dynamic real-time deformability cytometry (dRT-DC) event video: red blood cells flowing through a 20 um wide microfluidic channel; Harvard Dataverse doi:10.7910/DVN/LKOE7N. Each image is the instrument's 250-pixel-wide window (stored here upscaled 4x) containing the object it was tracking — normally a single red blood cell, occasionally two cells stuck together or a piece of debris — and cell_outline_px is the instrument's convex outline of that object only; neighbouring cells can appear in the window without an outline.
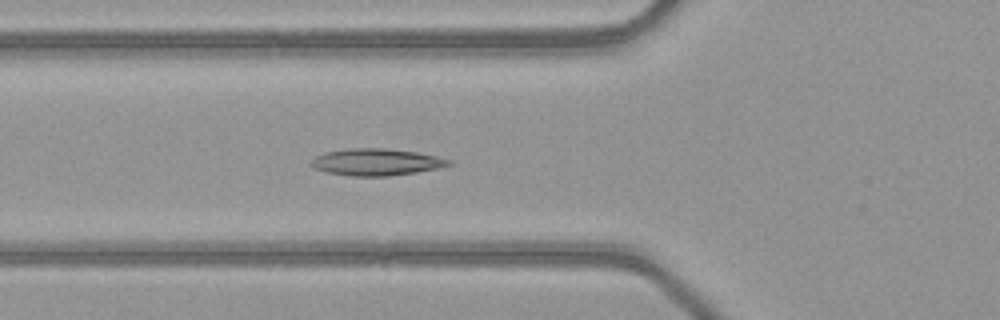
{"species": "common noctule bat (a hibernating species)", "species_latin": "Nyctalus noctula", "temperature_condition": "warm", "stored_images_in_passage": 51, "camera_frame_rate_fps": 3000, "um_per_image_px": 0.085, "animal": {"sex": "female", "body_mass_g": 21.9}, "frame": {"image": 1, "passage_image": 19, "time_ms": 6.0, "image_size_px": [1000, 320], "cell_outline_px": [[452, 164], [440, 168], [416, 172], [388, 176], [352, 176], [324, 172], [308, 164], [316, 156], [324, 152], [348, 148], [384, 148], [416, 152], [436, 156], [452, 160]], "centroid_in_image_um": [31.98, 13.77], "position_along_channel_um": 93.8, "area_um2": 21.62}}
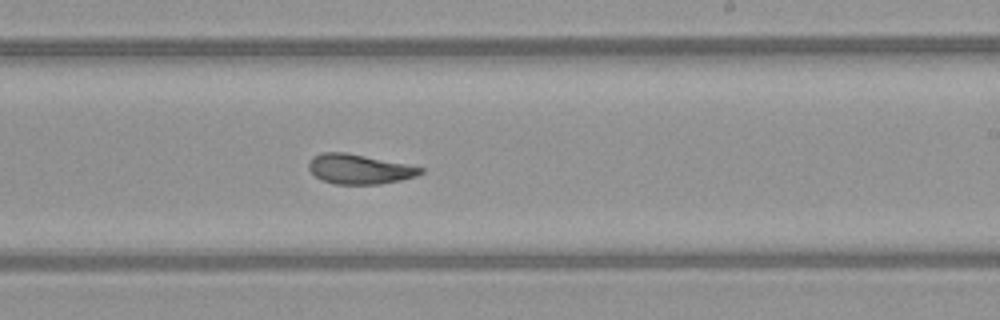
{"frame": {"image": 2, "passage_image": 31, "time_ms": 10.0, "image_size_px": [1000, 320], "cell_outline_px": [[424, 172], [416, 176], [400, 180], [380, 184], [336, 184], [320, 180], [308, 168], [308, 160], [312, 156], [320, 152], [344, 152], [424, 168]], "centroid_in_image_um": [30.48, 14.37], "position_along_channel_um": 258.5, "area_um2": 19.25}}
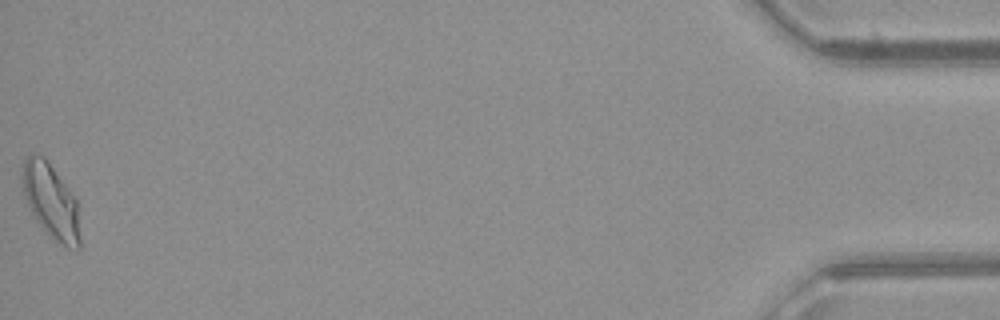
{"frame": {"image": 3, "passage_image": 51, "time_ms": 16.667, "image_size_px": [1000, 320], "cell_outline_px": [[80, 248], [76, 252], [52, 240], [48, 236], [36, 220], [28, 204], [20, 184], [20, 176], [24, 160], [28, 156], [44, 156], [68, 188], [76, 200], [80, 240]], "centroid_in_image_um": [4.31, 17.16], "position_along_channel_um": 430.9, "area_um2": 25.14}, "authors_computed_cell_mechanics": {"area_um2": 20.9814, "velocity_mm_per_s": 4.109, "shape_relaxation_time_tau1_ms": null, "shape_relaxation_time_tau2_ms": 2.4854, "deformation_change_tau1": null, "deformation_change_tau2": 0.0906}}